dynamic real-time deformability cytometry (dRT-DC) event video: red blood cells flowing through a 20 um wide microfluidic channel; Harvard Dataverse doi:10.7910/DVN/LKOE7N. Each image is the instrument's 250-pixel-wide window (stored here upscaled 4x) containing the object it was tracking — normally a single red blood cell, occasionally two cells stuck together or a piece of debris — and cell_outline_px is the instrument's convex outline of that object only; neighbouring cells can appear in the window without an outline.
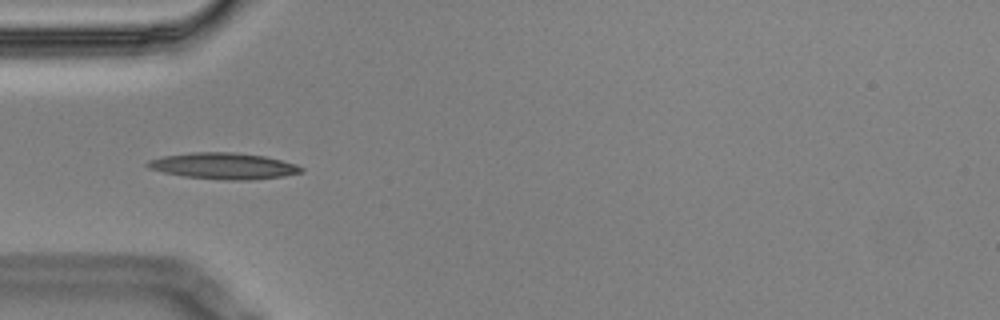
{"species": "Egyptian fruit bat (a non-hibernating species)", "species_latin": "Rousettus aegyptiacus", "temperature_condition": "cold", "stored_images_in_passage": 6, "camera_frame_rate_fps": 3000, "um_per_image_px": 0.085, "animal": {"sex": "male"}, "frame": {"image": 1, "passage_image": 5, "time_ms": 1.333, "image_size_px": [1000, 320], "cell_outline_px": [[304, 172], [284, 176], [248, 180], [224, 180], [184, 176], [164, 172], [148, 168], [144, 164], [148, 160], [164, 156], [192, 152], [232, 152], [264, 156], [296, 164], [304, 168]], "centroid_in_image_um": [19.01, 14.11], "position_along_channel_um": 66.0, "area_um2": 23.47}}
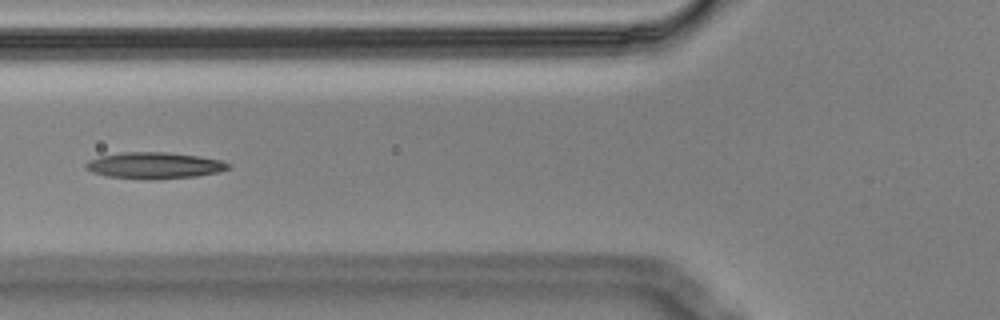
{"frame": {"image": 2, "passage_image": 6, "time_ms": 1.667, "image_size_px": [1000, 320], "cell_outline_px": [[232, 164], [228, 168], [220, 172], [196, 176], [152, 180], [148, 180], [108, 176], [92, 172], [84, 168], [84, 164], [88, 160], [100, 156], [124, 152], [164, 152], [200, 156], [220, 160]], "centroid_in_image_um": [13.11, 14.07], "position_along_channel_um": 112.7, "area_um2": 22.02}}